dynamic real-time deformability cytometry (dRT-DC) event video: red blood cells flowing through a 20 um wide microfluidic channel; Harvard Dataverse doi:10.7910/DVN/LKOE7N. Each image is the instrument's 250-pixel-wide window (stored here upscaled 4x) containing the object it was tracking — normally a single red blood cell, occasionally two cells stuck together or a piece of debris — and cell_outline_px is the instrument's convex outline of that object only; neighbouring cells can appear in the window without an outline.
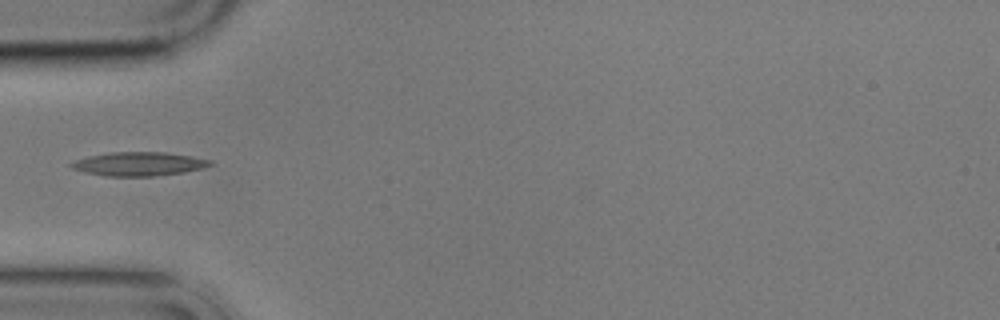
{"species": "common noctule bat (a hibernating species)", "species_latin": "Nyctalus noctula", "temperature_condition": "cold", "stored_images_in_passage": 14, "camera_frame_rate_fps": 3000, "um_per_image_px": 0.085, "animal": {"sex": "male", "body_mass_g": 17.9}, "frame": {"image": 1, "passage_image": 4, "time_ms": 4.667, "image_size_px": [1000, 320], "cell_outline_px": [[212, 164], [200, 168], [184, 172], [152, 176], [104, 176], [84, 172], [72, 168], [68, 164], [76, 160], [88, 156], [112, 152], [164, 152], [212, 160]], "centroid_in_image_um": [11.74, 13.93], "position_along_channel_um": 73.3, "area_um2": 19.02}}
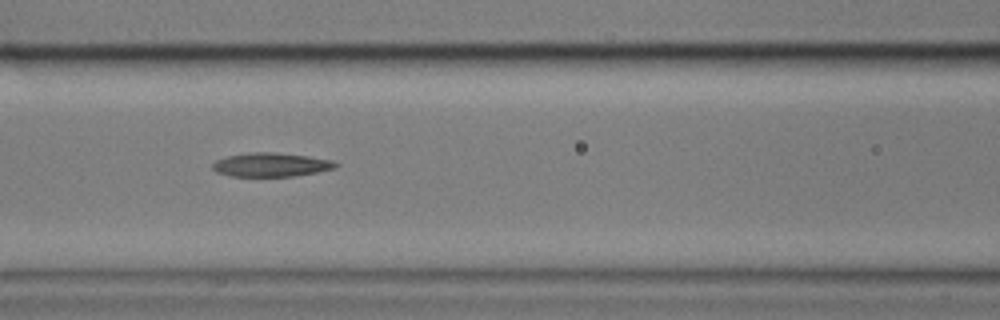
{"frame": {"image": 2, "passage_image": 6, "time_ms": 6.667, "image_size_px": [1000, 320], "cell_outline_px": [[340, 164], [336, 168], [316, 172], [292, 176], [232, 176], [216, 172], [212, 168], [212, 164], [216, 160], [228, 156], [248, 152], [272, 152], [308, 156], [332, 160]], "centroid_in_image_um": [23.04, 14.0], "position_along_channel_um": 143.6, "area_um2": 17.05}}
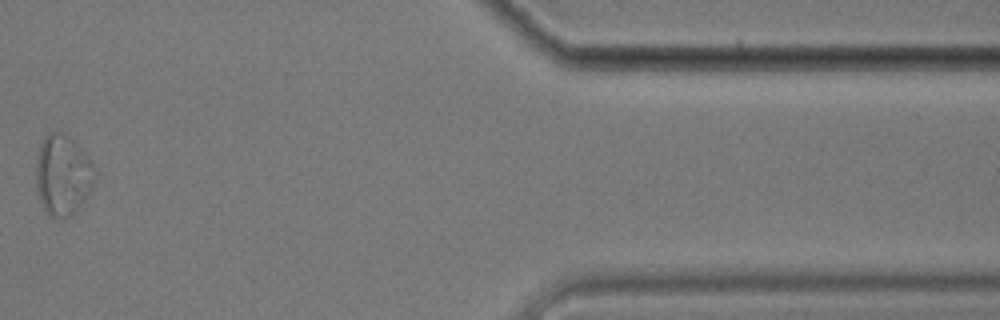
{"frame": {"image": 3, "passage_image": 13, "time_ms": 15.667, "image_size_px": [1000, 320], "cell_outline_px": [[96, 176], [84, 204], [72, 216], [64, 220], [48, 216], [40, 200], [36, 184], [36, 160], [40, 144], [44, 136], [48, 132], [64, 132], [84, 152], [96, 168]], "centroid_in_image_um": [5.34, 14.92], "position_along_channel_um": 406.1, "area_um2": 28.09}}